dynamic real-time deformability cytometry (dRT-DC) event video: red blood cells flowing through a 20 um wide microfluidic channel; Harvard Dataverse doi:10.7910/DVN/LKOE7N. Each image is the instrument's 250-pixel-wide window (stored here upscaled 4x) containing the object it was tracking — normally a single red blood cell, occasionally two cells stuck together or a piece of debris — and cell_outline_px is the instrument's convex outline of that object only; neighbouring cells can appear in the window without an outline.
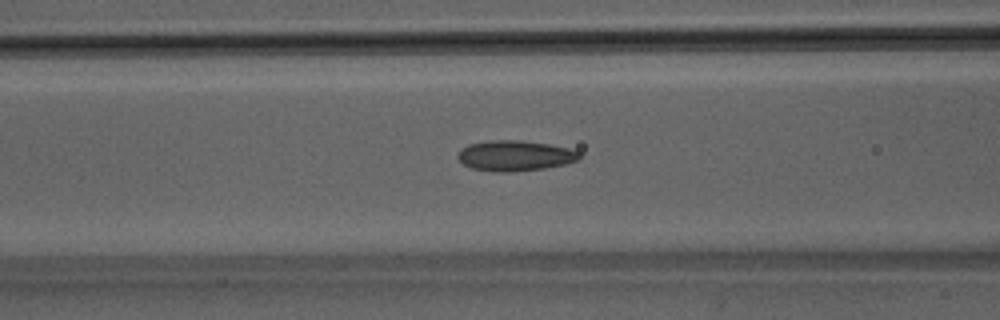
{"species": "Egyptian fruit bat (a non-hibernating species)", "species_latin": "Rousettus aegyptiacus", "temperature_condition": "room temperature", "stored_images_in_passage": 38, "camera_frame_rate_fps": 3000, "um_per_image_px": 0.085, "animal": {"sex": "male"}, "frame": {"image": 1, "passage_image": 8, "time_ms": 2.333, "image_size_px": [1000, 320], "cell_outline_px": [[580, 156], [576, 160], [564, 164], [544, 168], [512, 172], [496, 172], [472, 168], [464, 164], [456, 156], [460, 148], [468, 144], [492, 140], [520, 140], [548, 144], [568, 148], [580, 152]], "centroid_in_image_um": [43.73, 13.23], "position_along_channel_um": 122.9, "area_um2": 21.5}}
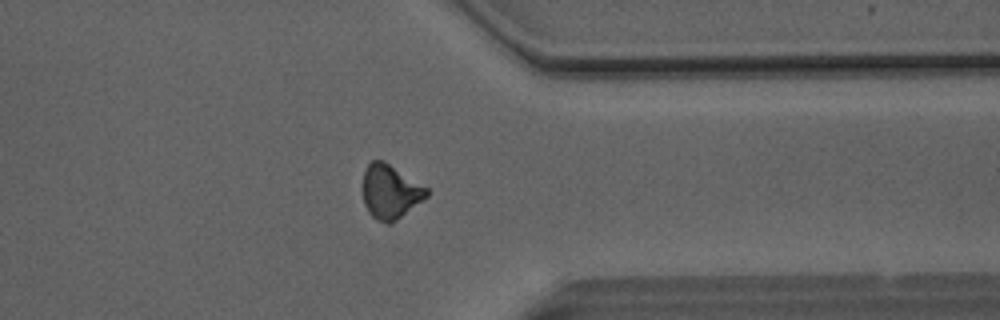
{"frame": {"image": 2, "passage_image": 27, "time_ms": 8.667, "image_size_px": [1000, 320], "cell_outline_px": [[428, 196], [424, 200], [396, 220], [388, 224], [376, 220], [368, 212], [364, 204], [364, 172], [368, 164], [372, 160], [384, 160], [428, 188]], "centroid_in_image_um": [33.19, 16.3], "position_along_channel_um": 378.2, "area_um2": 20.06}}
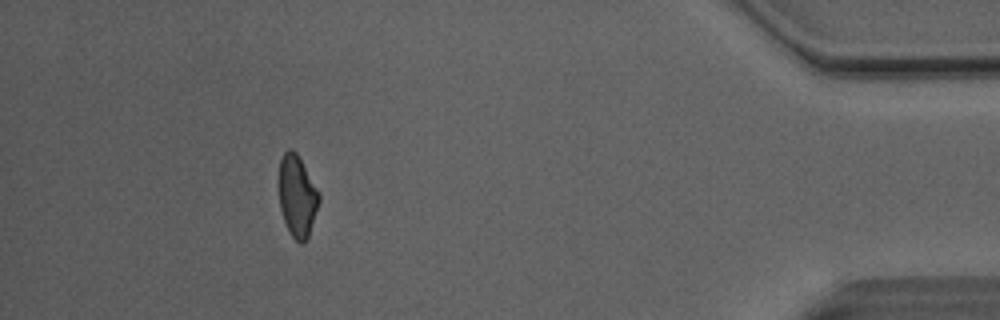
{"frame": {"image": 3, "passage_image": 33, "time_ms": 10.667, "image_size_px": [1000, 320], "cell_outline_px": [[320, 200], [308, 236], [304, 244], [300, 244], [292, 236], [284, 220], [280, 208], [280, 160], [284, 152], [288, 148], [292, 148], [296, 152], [320, 192]], "centroid_in_image_um": [25.28, 16.66], "position_along_channel_um": 409.9, "area_um2": 18.84}, "authors_computed_cell_mechanics": {"area_um2": 20.0566, "velocity_mm_per_s": 4.1284, "shape_relaxation_time_tau1_ms": 5.626, "shape_relaxation_time_tau2_ms": 2.3398, "deformation_change_tau1": 0.1269, "deformation_change_tau2": 0.0899}}